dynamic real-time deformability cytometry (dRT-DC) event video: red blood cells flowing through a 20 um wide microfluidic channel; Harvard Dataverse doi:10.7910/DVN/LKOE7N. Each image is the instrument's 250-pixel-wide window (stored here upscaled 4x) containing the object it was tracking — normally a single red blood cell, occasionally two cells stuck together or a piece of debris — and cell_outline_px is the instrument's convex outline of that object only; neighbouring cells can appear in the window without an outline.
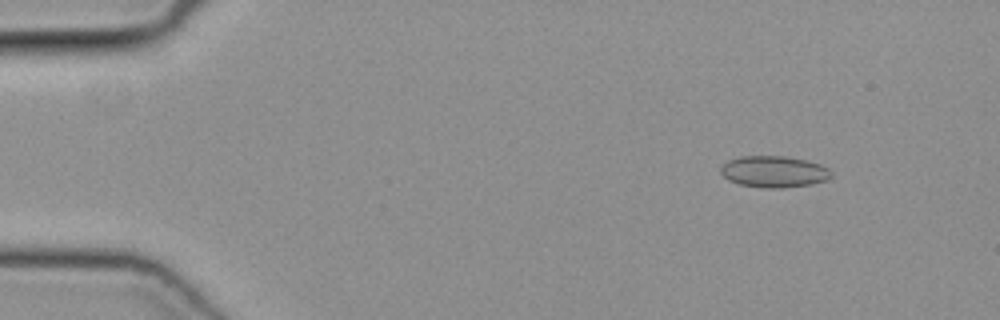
{"species": "common noctule bat (a hibernating species)", "species_latin": "Nyctalus noctula", "temperature_condition": "cold", "stored_images_in_passage": 46, "camera_frame_rate_fps": 3000, "um_per_image_px": 0.085, "animal": {"sex": "female", "body_mass_g": 19.3, "forearm_length_mm": 54.1}, "frame": {"image": 1, "passage_image": 2, "time_ms": 0.333, "image_size_px": [1000, 320], "cell_outline_px": [[832, 176], [828, 180], [808, 184], [780, 188], [764, 188], [740, 184], [728, 180], [720, 172], [720, 164], [728, 160], [740, 156], [784, 156], [804, 160], [820, 164], [828, 168], [832, 172]], "centroid_in_image_um": [65.75, 14.58], "position_along_channel_um": 19.2, "area_um2": 20.29}}
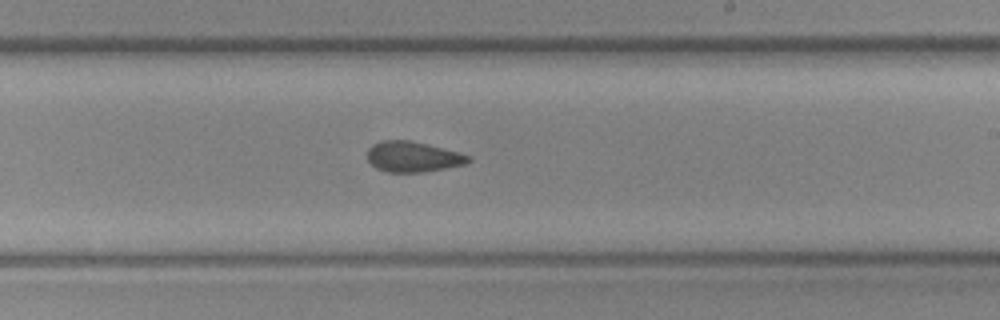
{"frame": {"image": 2, "passage_image": 26, "time_ms": 8.333, "image_size_px": [1000, 320], "cell_outline_px": [[472, 160], [464, 164], [424, 172], [388, 172], [376, 168], [368, 160], [368, 148], [372, 144], [384, 140], [408, 140], [428, 144], [456, 152], [468, 156]], "centroid_in_image_um": [35.05, 13.32], "position_along_channel_um": 253.9, "area_um2": 17.69}}
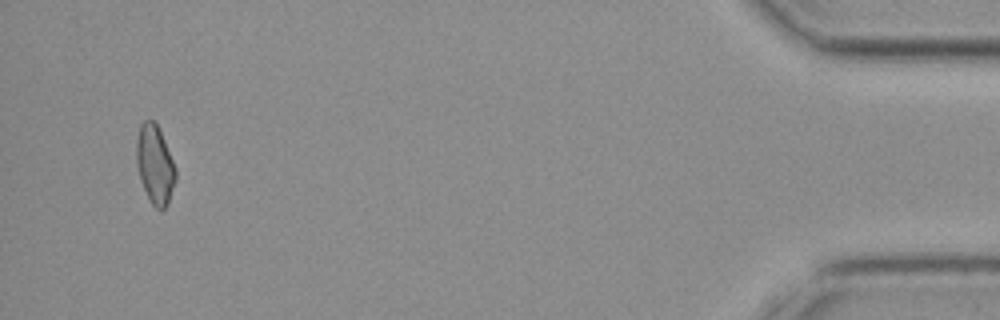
{"frame": {"image": 3, "passage_image": 44, "time_ms": 14.333, "image_size_px": [1000, 320], "cell_outline_px": [[176, 180], [168, 204], [160, 212], [152, 204], [140, 180], [136, 164], [136, 140], [140, 124], [144, 120], [152, 120], [156, 124], [160, 132], [176, 168]], "centroid_in_image_um": [13.16, 14.01], "position_along_channel_um": 422.0, "area_um2": 17.92}}